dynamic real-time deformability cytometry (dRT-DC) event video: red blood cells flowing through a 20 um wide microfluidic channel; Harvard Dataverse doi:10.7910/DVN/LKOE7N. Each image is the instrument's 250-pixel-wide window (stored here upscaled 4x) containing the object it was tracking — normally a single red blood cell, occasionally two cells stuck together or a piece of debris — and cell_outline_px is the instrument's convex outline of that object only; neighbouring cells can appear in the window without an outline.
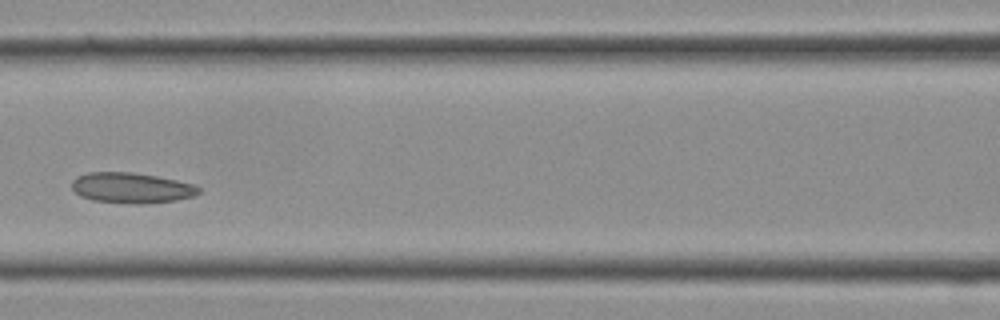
{"species": "Egyptian fruit bat (a non-hibernating species)", "species_latin": "Rousettus aegyptiacus", "temperature_condition": "cold", "stored_images_in_passage": 12, "camera_frame_rate_fps": 3000, "um_per_image_px": 0.085, "frame": {"image": 1, "passage_image": 9, "time_ms": 2.667, "image_size_px": [1000, 320], "cell_outline_px": [[200, 192], [196, 196], [176, 200], [140, 204], [136, 204], [92, 200], [80, 196], [72, 188], [72, 180], [76, 176], [88, 172], [132, 172], [156, 176], [176, 180], [192, 184], [200, 188]], "centroid_in_image_um": [11.16, 15.97], "position_along_channel_um": 155.4, "area_um2": 22.54}}
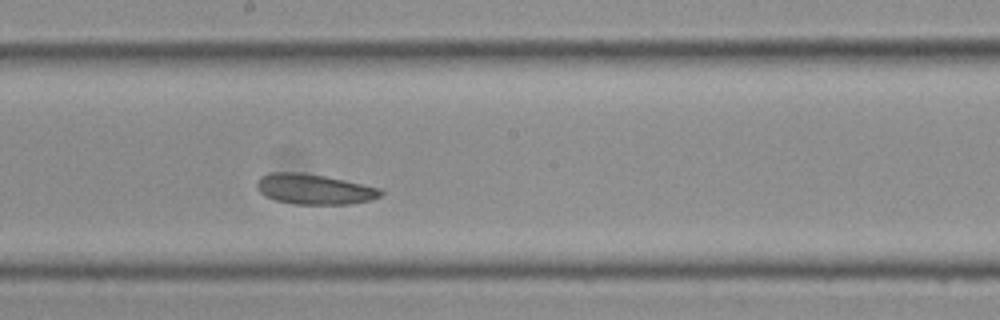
{"frame": {"image": 2, "passage_image": 12, "time_ms": 3.667, "image_size_px": [1000, 320], "cell_outline_px": [[384, 192], [380, 196], [372, 200], [352, 204], [296, 204], [276, 200], [264, 196], [256, 188], [256, 184], [260, 176], [272, 172], [300, 172], [324, 176], [344, 180], [380, 188]], "centroid_in_image_um": [26.7, 16.08], "position_along_channel_um": 221.5, "area_um2": 21.91}}